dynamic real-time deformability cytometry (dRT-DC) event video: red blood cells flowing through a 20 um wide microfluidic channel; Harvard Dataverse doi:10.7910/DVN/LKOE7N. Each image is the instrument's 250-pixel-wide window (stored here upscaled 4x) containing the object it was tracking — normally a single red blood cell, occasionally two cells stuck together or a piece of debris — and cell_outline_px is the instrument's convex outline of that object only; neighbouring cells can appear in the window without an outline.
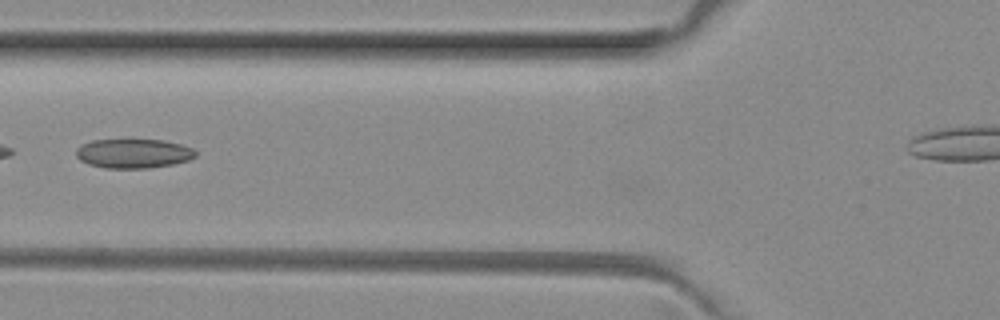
{"species": "common noctule bat (a hibernating species)", "species_latin": "Nyctalus noctula", "temperature_condition": "room temperature", "stored_images_in_passage": 7, "camera_frame_rate_fps": 3000, "um_per_image_px": 0.085, "animal": {"sex": "female", "body_mass_g": 29.2, "forearm_length_mm": 56.3}, "frame": {"image": 1, "passage_image": 6, "time_ms": 1.667, "image_size_px": [1000, 320], "cell_outline_px": [[196, 156], [188, 160], [172, 164], [148, 168], [104, 168], [88, 164], [80, 160], [76, 156], [76, 148], [80, 144], [92, 140], [164, 140], [180, 144], [192, 148], [196, 152]], "centroid_in_image_um": [11.3, 13.04], "position_along_channel_um": 114.5, "area_um2": 20.4}}
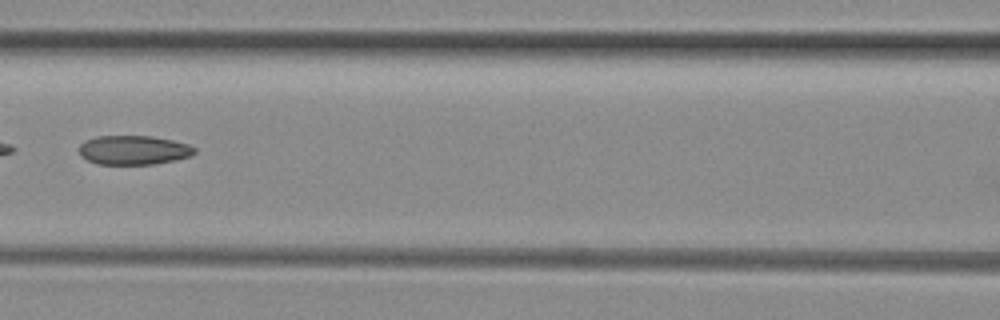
{"frame": {"image": 2, "passage_image": 7, "time_ms": 2.0, "image_size_px": [1000, 320], "cell_outline_px": [[196, 152], [192, 156], [176, 160], [152, 164], [96, 164], [80, 156], [80, 144], [96, 136], [152, 136], [172, 140], [188, 144], [196, 148]], "centroid_in_image_um": [11.39, 12.76], "position_along_channel_um": 155.2, "area_um2": 19.65}}